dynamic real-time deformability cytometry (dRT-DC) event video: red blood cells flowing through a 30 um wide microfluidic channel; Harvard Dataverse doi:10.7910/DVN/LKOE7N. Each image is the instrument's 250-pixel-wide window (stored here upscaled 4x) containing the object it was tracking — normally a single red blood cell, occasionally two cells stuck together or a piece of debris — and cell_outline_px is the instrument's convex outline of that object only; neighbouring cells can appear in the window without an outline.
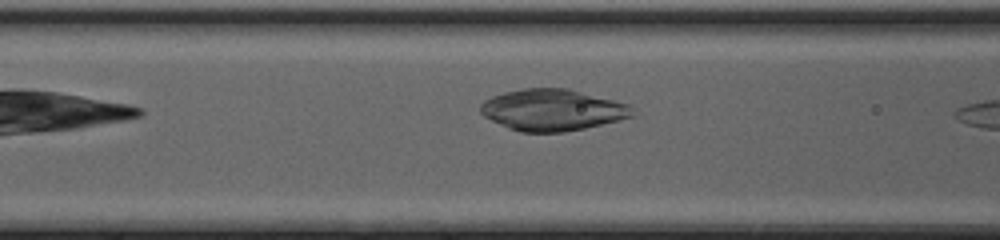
{"species": "common noctule bat (a hibernating species)", "species_latin": "Nyctalus noctula", "temperature_condition": "cold", "stored_images_in_passage": 12, "camera_frame_rate_fps": 3000, "um_per_image_px": 0.085, "animal": {"sex": "female", "body_mass_g": 20.0, "forearm_length_mm": 54.0}, "frame": {"image": 1, "passage_image": 7, "time_ms": 2.0, "image_size_px": [1000, 240], "cell_outline_px": [[636, 116], [584, 128], [564, 132], [520, 132], [508, 128], [484, 116], [480, 112], [480, 104], [484, 100], [492, 96], [504, 92], [524, 88], [568, 88], [628, 104], [632, 108]], "centroid_in_image_um": [46.95, 9.34], "position_along_channel_um": 119.7, "area_um2": 36.65}}
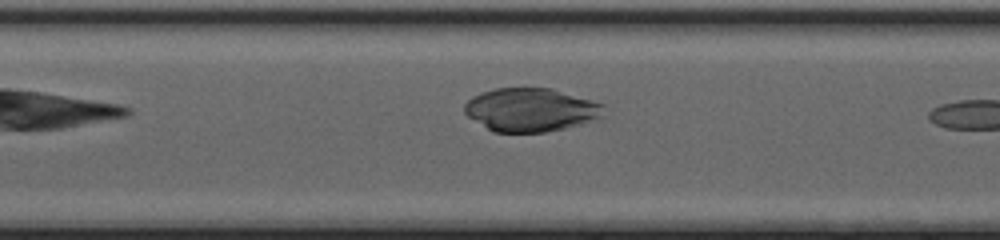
{"frame": {"image": 2, "passage_image": 10, "time_ms": 3.0, "image_size_px": [1000, 240], "cell_outline_px": [[604, 116], [580, 124], [564, 128], [544, 132], [492, 132], [468, 116], [464, 112], [464, 104], [472, 96], [480, 92], [496, 88], [552, 88], [592, 100], [604, 104]], "centroid_in_image_um": [45.1, 9.33], "position_along_channel_um": 162.3, "area_um2": 35.32}}